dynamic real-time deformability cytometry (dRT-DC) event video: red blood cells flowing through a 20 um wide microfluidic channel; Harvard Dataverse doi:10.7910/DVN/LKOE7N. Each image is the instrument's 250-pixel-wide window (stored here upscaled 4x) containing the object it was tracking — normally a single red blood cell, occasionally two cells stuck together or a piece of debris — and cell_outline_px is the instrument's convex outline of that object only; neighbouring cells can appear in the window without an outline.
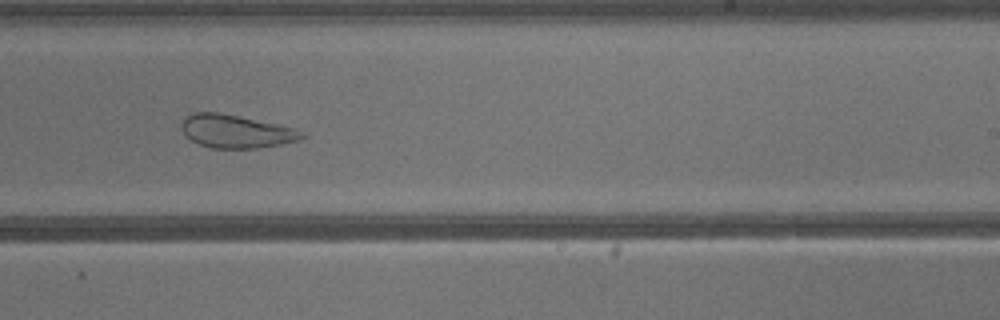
{"species": "common noctule bat (a hibernating species)", "species_latin": "Nyctalus noctula", "temperature_condition": "warm", "stored_images_in_passage": 41, "camera_frame_rate_fps": 3000, "um_per_image_px": 0.085, "animal": {"sex": "male", "body_mass_g": 13.3}, "frame": {"image": 1, "passage_image": 26, "time_ms": 8.333, "image_size_px": [1000, 320], "cell_outline_px": [[308, 136], [300, 140], [280, 144], [256, 148], [212, 148], [196, 144], [180, 128], [180, 124], [184, 116], [196, 112], [216, 112], [296, 128], [308, 132]], "centroid_in_image_um": [20.09, 11.17], "position_along_channel_um": 268.9, "area_um2": 23.29}}
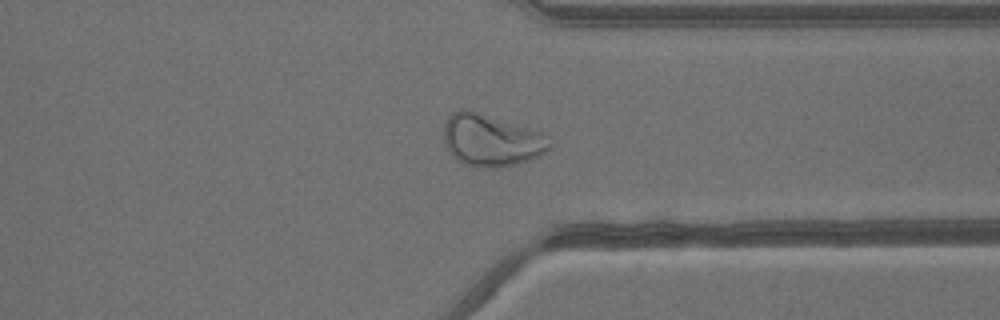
{"frame": {"image": 2, "passage_image": 32, "time_ms": 10.333, "image_size_px": [1000, 320], "cell_outline_px": [[552, 148], [548, 152], [540, 156], [528, 160], [500, 168], [488, 168], [464, 164], [456, 160], [452, 156], [444, 144], [444, 124], [448, 116], [452, 112], [460, 108], [464, 108], [528, 128], [540, 132], [552, 144]], "centroid_in_image_um": [41.72, 11.94], "position_along_channel_um": 369.7, "area_um2": 32.02}}
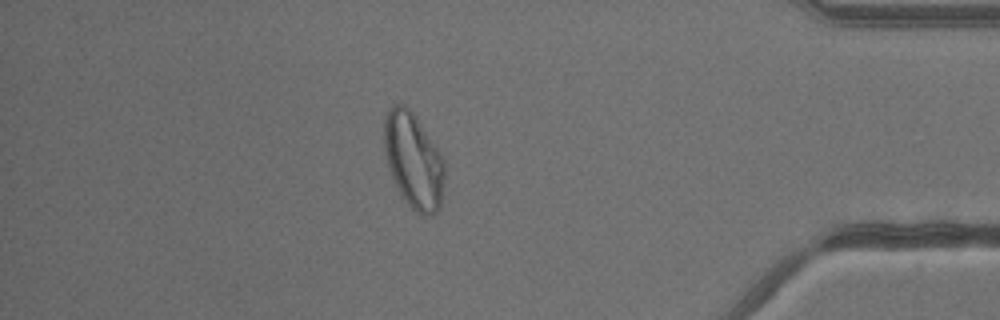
{"frame": {"image": 3, "passage_image": 36, "time_ms": 11.667, "image_size_px": [1000, 320], "cell_outline_px": [[444, 184], [440, 208], [436, 212], [428, 216], [424, 216], [416, 212], [408, 204], [400, 192], [392, 176], [384, 152], [384, 120], [388, 108], [392, 104], [404, 104], [412, 112], [440, 152], [444, 160]], "centroid_in_image_um": [35.15, 13.64], "position_along_channel_um": 400.1, "area_um2": 33.47}}